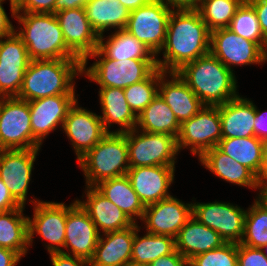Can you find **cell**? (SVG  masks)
<instances>
[{"mask_svg":"<svg viewBox=\"0 0 267 266\" xmlns=\"http://www.w3.org/2000/svg\"><path fill=\"white\" fill-rule=\"evenodd\" d=\"M137 223L132 226L100 234L94 254L89 260L91 266H126L131 262L132 245ZM104 235V236H103Z\"/></svg>","mask_w":267,"mask_h":266,"instance_id":"obj_23","label":"cell"},{"mask_svg":"<svg viewBox=\"0 0 267 266\" xmlns=\"http://www.w3.org/2000/svg\"><path fill=\"white\" fill-rule=\"evenodd\" d=\"M94 187L134 223H137V218L142 220L145 206L135 193L127 175L101 181Z\"/></svg>","mask_w":267,"mask_h":266,"instance_id":"obj_30","label":"cell"},{"mask_svg":"<svg viewBox=\"0 0 267 266\" xmlns=\"http://www.w3.org/2000/svg\"><path fill=\"white\" fill-rule=\"evenodd\" d=\"M192 216L217 232L225 242L240 243L244 235L246 210L227 202L192 203Z\"/></svg>","mask_w":267,"mask_h":266,"instance_id":"obj_12","label":"cell"},{"mask_svg":"<svg viewBox=\"0 0 267 266\" xmlns=\"http://www.w3.org/2000/svg\"><path fill=\"white\" fill-rule=\"evenodd\" d=\"M265 148H266V159H267V142L265 143Z\"/></svg>","mask_w":267,"mask_h":266,"instance_id":"obj_58","label":"cell"},{"mask_svg":"<svg viewBox=\"0 0 267 266\" xmlns=\"http://www.w3.org/2000/svg\"><path fill=\"white\" fill-rule=\"evenodd\" d=\"M222 139L254 135L256 105L248 98L237 97L219 106Z\"/></svg>","mask_w":267,"mask_h":266,"instance_id":"obj_26","label":"cell"},{"mask_svg":"<svg viewBox=\"0 0 267 266\" xmlns=\"http://www.w3.org/2000/svg\"><path fill=\"white\" fill-rule=\"evenodd\" d=\"M254 135L265 143L267 142V112H260L257 107L254 121Z\"/></svg>","mask_w":267,"mask_h":266,"instance_id":"obj_46","label":"cell"},{"mask_svg":"<svg viewBox=\"0 0 267 266\" xmlns=\"http://www.w3.org/2000/svg\"><path fill=\"white\" fill-rule=\"evenodd\" d=\"M40 149L32 139L28 101L0 98V150Z\"/></svg>","mask_w":267,"mask_h":266,"instance_id":"obj_8","label":"cell"},{"mask_svg":"<svg viewBox=\"0 0 267 266\" xmlns=\"http://www.w3.org/2000/svg\"><path fill=\"white\" fill-rule=\"evenodd\" d=\"M20 259L16 252L0 247V266H16Z\"/></svg>","mask_w":267,"mask_h":266,"instance_id":"obj_50","label":"cell"},{"mask_svg":"<svg viewBox=\"0 0 267 266\" xmlns=\"http://www.w3.org/2000/svg\"><path fill=\"white\" fill-rule=\"evenodd\" d=\"M15 18L31 60L79 59L67 47L55 13L17 12Z\"/></svg>","mask_w":267,"mask_h":266,"instance_id":"obj_4","label":"cell"},{"mask_svg":"<svg viewBox=\"0 0 267 266\" xmlns=\"http://www.w3.org/2000/svg\"><path fill=\"white\" fill-rule=\"evenodd\" d=\"M78 162L84 172L86 186L127 175L130 165L126 135L107 133Z\"/></svg>","mask_w":267,"mask_h":266,"instance_id":"obj_5","label":"cell"},{"mask_svg":"<svg viewBox=\"0 0 267 266\" xmlns=\"http://www.w3.org/2000/svg\"><path fill=\"white\" fill-rule=\"evenodd\" d=\"M34 206L33 218L28 216V243L32 245L35 233L49 242L45 244L49 254L63 252L67 205L41 200L30 201Z\"/></svg>","mask_w":267,"mask_h":266,"instance_id":"obj_11","label":"cell"},{"mask_svg":"<svg viewBox=\"0 0 267 266\" xmlns=\"http://www.w3.org/2000/svg\"><path fill=\"white\" fill-rule=\"evenodd\" d=\"M98 93L102 111L100 119L108 133H125L136 128L137 116L127 103L124 89L100 87ZM113 123L120 128L110 131Z\"/></svg>","mask_w":267,"mask_h":266,"instance_id":"obj_27","label":"cell"},{"mask_svg":"<svg viewBox=\"0 0 267 266\" xmlns=\"http://www.w3.org/2000/svg\"><path fill=\"white\" fill-rule=\"evenodd\" d=\"M192 216V202L184 203L170 196L157 203L145 206L142 217L146 232L177 237L180 229Z\"/></svg>","mask_w":267,"mask_h":266,"instance_id":"obj_19","label":"cell"},{"mask_svg":"<svg viewBox=\"0 0 267 266\" xmlns=\"http://www.w3.org/2000/svg\"><path fill=\"white\" fill-rule=\"evenodd\" d=\"M85 201L76 200L102 234L128 228L134 222L94 186H86Z\"/></svg>","mask_w":267,"mask_h":266,"instance_id":"obj_24","label":"cell"},{"mask_svg":"<svg viewBox=\"0 0 267 266\" xmlns=\"http://www.w3.org/2000/svg\"><path fill=\"white\" fill-rule=\"evenodd\" d=\"M78 100L69 109L63 131L72 142L77 160L91 150L108 132L100 115L78 106Z\"/></svg>","mask_w":267,"mask_h":266,"instance_id":"obj_17","label":"cell"},{"mask_svg":"<svg viewBox=\"0 0 267 266\" xmlns=\"http://www.w3.org/2000/svg\"><path fill=\"white\" fill-rule=\"evenodd\" d=\"M20 205L13 199L7 186L0 179V212L19 208Z\"/></svg>","mask_w":267,"mask_h":266,"instance_id":"obj_47","label":"cell"},{"mask_svg":"<svg viewBox=\"0 0 267 266\" xmlns=\"http://www.w3.org/2000/svg\"><path fill=\"white\" fill-rule=\"evenodd\" d=\"M99 35L97 50L107 59H156V56L127 30H115L107 36Z\"/></svg>","mask_w":267,"mask_h":266,"instance_id":"obj_31","label":"cell"},{"mask_svg":"<svg viewBox=\"0 0 267 266\" xmlns=\"http://www.w3.org/2000/svg\"><path fill=\"white\" fill-rule=\"evenodd\" d=\"M25 207L0 212V247L16 252L21 258L28 252V216Z\"/></svg>","mask_w":267,"mask_h":266,"instance_id":"obj_33","label":"cell"},{"mask_svg":"<svg viewBox=\"0 0 267 266\" xmlns=\"http://www.w3.org/2000/svg\"><path fill=\"white\" fill-rule=\"evenodd\" d=\"M56 0H19L16 12L55 13Z\"/></svg>","mask_w":267,"mask_h":266,"instance_id":"obj_42","label":"cell"},{"mask_svg":"<svg viewBox=\"0 0 267 266\" xmlns=\"http://www.w3.org/2000/svg\"><path fill=\"white\" fill-rule=\"evenodd\" d=\"M100 233L88 216L87 212L75 200L67 205V220L65 227V250L67 255L90 260L94 254Z\"/></svg>","mask_w":267,"mask_h":266,"instance_id":"obj_18","label":"cell"},{"mask_svg":"<svg viewBox=\"0 0 267 266\" xmlns=\"http://www.w3.org/2000/svg\"><path fill=\"white\" fill-rule=\"evenodd\" d=\"M172 10H197L202 0H162Z\"/></svg>","mask_w":267,"mask_h":266,"instance_id":"obj_48","label":"cell"},{"mask_svg":"<svg viewBox=\"0 0 267 266\" xmlns=\"http://www.w3.org/2000/svg\"><path fill=\"white\" fill-rule=\"evenodd\" d=\"M228 29L238 36L258 43L264 49L266 48L267 40L261 32L256 11L247 0L242 2L236 10Z\"/></svg>","mask_w":267,"mask_h":266,"instance_id":"obj_38","label":"cell"},{"mask_svg":"<svg viewBox=\"0 0 267 266\" xmlns=\"http://www.w3.org/2000/svg\"><path fill=\"white\" fill-rule=\"evenodd\" d=\"M50 261L53 266H91L90 261L81 257L64 253H50Z\"/></svg>","mask_w":267,"mask_h":266,"instance_id":"obj_43","label":"cell"},{"mask_svg":"<svg viewBox=\"0 0 267 266\" xmlns=\"http://www.w3.org/2000/svg\"><path fill=\"white\" fill-rule=\"evenodd\" d=\"M126 9L131 12L137 8L146 5L154 0H119Z\"/></svg>","mask_w":267,"mask_h":266,"instance_id":"obj_52","label":"cell"},{"mask_svg":"<svg viewBox=\"0 0 267 266\" xmlns=\"http://www.w3.org/2000/svg\"><path fill=\"white\" fill-rule=\"evenodd\" d=\"M261 249H262L263 251H265V250L267 249V244H266L265 246H263ZM265 255L267 256L266 253H265Z\"/></svg>","mask_w":267,"mask_h":266,"instance_id":"obj_56","label":"cell"},{"mask_svg":"<svg viewBox=\"0 0 267 266\" xmlns=\"http://www.w3.org/2000/svg\"><path fill=\"white\" fill-rule=\"evenodd\" d=\"M4 1L6 0H0V38L10 36L16 31L2 5Z\"/></svg>","mask_w":267,"mask_h":266,"instance_id":"obj_49","label":"cell"},{"mask_svg":"<svg viewBox=\"0 0 267 266\" xmlns=\"http://www.w3.org/2000/svg\"><path fill=\"white\" fill-rule=\"evenodd\" d=\"M256 198L246 210L244 235L240 244L262 248L267 244V198L262 195Z\"/></svg>","mask_w":267,"mask_h":266,"instance_id":"obj_36","label":"cell"},{"mask_svg":"<svg viewBox=\"0 0 267 266\" xmlns=\"http://www.w3.org/2000/svg\"><path fill=\"white\" fill-rule=\"evenodd\" d=\"M130 168L175 166L179 154L177 137L166 133H149L138 129L125 132Z\"/></svg>","mask_w":267,"mask_h":266,"instance_id":"obj_7","label":"cell"},{"mask_svg":"<svg viewBox=\"0 0 267 266\" xmlns=\"http://www.w3.org/2000/svg\"><path fill=\"white\" fill-rule=\"evenodd\" d=\"M40 149L0 150V179L13 199L25 207L32 170Z\"/></svg>","mask_w":267,"mask_h":266,"instance_id":"obj_15","label":"cell"},{"mask_svg":"<svg viewBox=\"0 0 267 266\" xmlns=\"http://www.w3.org/2000/svg\"><path fill=\"white\" fill-rule=\"evenodd\" d=\"M211 31L197 10H172L163 51L156 58L157 67L164 72H177L185 64L210 53Z\"/></svg>","mask_w":267,"mask_h":266,"instance_id":"obj_1","label":"cell"},{"mask_svg":"<svg viewBox=\"0 0 267 266\" xmlns=\"http://www.w3.org/2000/svg\"><path fill=\"white\" fill-rule=\"evenodd\" d=\"M210 53L231 71L235 66L267 62L265 49L260 44L244 39L228 28L211 31Z\"/></svg>","mask_w":267,"mask_h":266,"instance_id":"obj_13","label":"cell"},{"mask_svg":"<svg viewBox=\"0 0 267 266\" xmlns=\"http://www.w3.org/2000/svg\"><path fill=\"white\" fill-rule=\"evenodd\" d=\"M77 100L75 94H60L28 101L32 139L40 148L49 133L63 127L69 109Z\"/></svg>","mask_w":267,"mask_h":266,"instance_id":"obj_16","label":"cell"},{"mask_svg":"<svg viewBox=\"0 0 267 266\" xmlns=\"http://www.w3.org/2000/svg\"><path fill=\"white\" fill-rule=\"evenodd\" d=\"M225 240L214 230L191 216L175 238L176 250L187 260L221 247Z\"/></svg>","mask_w":267,"mask_h":266,"instance_id":"obj_29","label":"cell"},{"mask_svg":"<svg viewBox=\"0 0 267 266\" xmlns=\"http://www.w3.org/2000/svg\"><path fill=\"white\" fill-rule=\"evenodd\" d=\"M84 9L88 21L98 35L111 28L125 29L130 14L119 0H90Z\"/></svg>","mask_w":267,"mask_h":266,"instance_id":"obj_32","label":"cell"},{"mask_svg":"<svg viewBox=\"0 0 267 266\" xmlns=\"http://www.w3.org/2000/svg\"><path fill=\"white\" fill-rule=\"evenodd\" d=\"M140 228L134 234L131 263L148 265L159 257L169 255L176 250L173 237L147 232L140 237L138 235Z\"/></svg>","mask_w":267,"mask_h":266,"instance_id":"obj_35","label":"cell"},{"mask_svg":"<svg viewBox=\"0 0 267 266\" xmlns=\"http://www.w3.org/2000/svg\"><path fill=\"white\" fill-rule=\"evenodd\" d=\"M217 147L236 162L250 169L261 181L267 174L265 142L255 136L221 139Z\"/></svg>","mask_w":267,"mask_h":266,"instance_id":"obj_28","label":"cell"},{"mask_svg":"<svg viewBox=\"0 0 267 266\" xmlns=\"http://www.w3.org/2000/svg\"><path fill=\"white\" fill-rule=\"evenodd\" d=\"M160 69L157 67L145 80L124 88L128 105L138 116L158 95Z\"/></svg>","mask_w":267,"mask_h":266,"instance_id":"obj_39","label":"cell"},{"mask_svg":"<svg viewBox=\"0 0 267 266\" xmlns=\"http://www.w3.org/2000/svg\"><path fill=\"white\" fill-rule=\"evenodd\" d=\"M204 106H220L237 97V78L211 53L177 71Z\"/></svg>","mask_w":267,"mask_h":266,"instance_id":"obj_2","label":"cell"},{"mask_svg":"<svg viewBox=\"0 0 267 266\" xmlns=\"http://www.w3.org/2000/svg\"><path fill=\"white\" fill-rule=\"evenodd\" d=\"M30 62L28 50L16 31L0 38V98L18 97Z\"/></svg>","mask_w":267,"mask_h":266,"instance_id":"obj_14","label":"cell"},{"mask_svg":"<svg viewBox=\"0 0 267 266\" xmlns=\"http://www.w3.org/2000/svg\"><path fill=\"white\" fill-rule=\"evenodd\" d=\"M126 266H148V265H143V264H134V263H129Z\"/></svg>","mask_w":267,"mask_h":266,"instance_id":"obj_55","label":"cell"},{"mask_svg":"<svg viewBox=\"0 0 267 266\" xmlns=\"http://www.w3.org/2000/svg\"><path fill=\"white\" fill-rule=\"evenodd\" d=\"M186 262L187 259L175 250L169 255L159 257L152 263L148 264V266H185Z\"/></svg>","mask_w":267,"mask_h":266,"instance_id":"obj_45","label":"cell"},{"mask_svg":"<svg viewBox=\"0 0 267 266\" xmlns=\"http://www.w3.org/2000/svg\"><path fill=\"white\" fill-rule=\"evenodd\" d=\"M171 12L172 9L162 0H154L130 12L125 30L158 58L165 42Z\"/></svg>","mask_w":267,"mask_h":266,"instance_id":"obj_9","label":"cell"},{"mask_svg":"<svg viewBox=\"0 0 267 266\" xmlns=\"http://www.w3.org/2000/svg\"><path fill=\"white\" fill-rule=\"evenodd\" d=\"M88 58H97V60L86 68ZM156 68V59H120L118 61L105 58L96 49L82 62V75H86L91 82H96L99 87L124 89L145 80Z\"/></svg>","mask_w":267,"mask_h":266,"instance_id":"obj_6","label":"cell"},{"mask_svg":"<svg viewBox=\"0 0 267 266\" xmlns=\"http://www.w3.org/2000/svg\"><path fill=\"white\" fill-rule=\"evenodd\" d=\"M265 57H266V61H267V45H266V48H265Z\"/></svg>","mask_w":267,"mask_h":266,"instance_id":"obj_57","label":"cell"},{"mask_svg":"<svg viewBox=\"0 0 267 266\" xmlns=\"http://www.w3.org/2000/svg\"><path fill=\"white\" fill-rule=\"evenodd\" d=\"M221 139L219 106H203L196 115L180 124L177 144L179 152L189 148L199 158L207 150L216 147Z\"/></svg>","mask_w":267,"mask_h":266,"instance_id":"obj_10","label":"cell"},{"mask_svg":"<svg viewBox=\"0 0 267 266\" xmlns=\"http://www.w3.org/2000/svg\"><path fill=\"white\" fill-rule=\"evenodd\" d=\"M261 195L265 198H267V174L264 180L262 181V193Z\"/></svg>","mask_w":267,"mask_h":266,"instance_id":"obj_53","label":"cell"},{"mask_svg":"<svg viewBox=\"0 0 267 266\" xmlns=\"http://www.w3.org/2000/svg\"><path fill=\"white\" fill-rule=\"evenodd\" d=\"M238 266H267V256L261 248L237 243Z\"/></svg>","mask_w":267,"mask_h":266,"instance_id":"obj_41","label":"cell"},{"mask_svg":"<svg viewBox=\"0 0 267 266\" xmlns=\"http://www.w3.org/2000/svg\"><path fill=\"white\" fill-rule=\"evenodd\" d=\"M199 160L201 165L220 179L249 189H259L258 196L261 195L262 181L250 169L233 160L217 146L204 152Z\"/></svg>","mask_w":267,"mask_h":266,"instance_id":"obj_25","label":"cell"},{"mask_svg":"<svg viewBox=\"0 0 267 266\" xmlns=\"http://www.w3.org/2000/svg\"><path fill=\"white\" fill-rule=\"evenodd\" d=\"M175 166H147L129 168L127 176L144 206L168 198L174 182Z\"/></svg>","mask_w":267,"mask_h":266,"instance_id":"obj_21","label":"cell"},{"mask_svg":"<svg viewBox=\"0 0 267 266\" xmlns=\"http://www.w3.org/2000/svg\"><path fill=\"white\" fill-rule=\"evenodd\" d=\"M197 266H238L237 243L226 242L219 248L191 259Z\"/></svg>","mask_w":267,"mask_h":266,"instance_id":"obj_40","label":"cell"},{"mask_svg":"<svg viewBox=\"0 0 267 266\" xmlns=\"http://www.w3.org/2000/svg\"><path fill=\"white\" fill-rule=\"evenodd\" d=\"M82 75L80 59L31 60L23 76L18 98L36 100L60 94H75L74 80Z\"/></svg>","mask_w":267,"mask_h":266,"instance_id":"obj_3","label":"cell"},{"mask_svg":"<svg viewBox=\"0 0 267 266\" xmlns=\"http://www.w3.org/2000/svg\"><path fill=\"white\" fill-rule=\"evenodd\" d=\"M256 11L263 37L267 40V0H247Z\"/></svg>","mask_w":267,"mask_h":266,"instance_id":"obj_44","label":"cell"},{"mask_svg":"<svg viewBox=\"0 0 267 266\" xmlns=\"http://www.w3.org/2000/svg\"><path fill=\"white\" fill-rule=\"evenodd\" d=\"M67 47L83 62L97 49L99 35L92 28L84 8L55 13Z\"/></svg>","mask_w":267,"mask_h":266,"instance_id":"obj_20","label":"cell"},{"mask_svg":"<svg viewBox=\"0 0 267 266\" xmlns=\"http://www.w3.org/2000/svg\"><path fill=\"white\" fill-rule=\"evenodd\" d=\"M136 129L149 133H166L178 137L180 123L171 108L158 94L137 116Z\"/></svg>","mask_w":267,"mask_h":266,"instance_id":"obj_34","label":"cell"},{"mask_svg":"<svg viewBox=\"0 0 267 266\" xmlns=\"http://www.w3.org/2000/svg\"><path fill=\"white\" fill-rule=\"evenodd\" d=\"M158 94L174 112L180 124L196 115L204 106L177 72L168 73L160 69Z\"/></svg>","mask_w":267,"mask_h":266,"instance_id":"obj_22","label":"cell"},{"mask_svg":"<svg viewBox=\"0 0 267 266\" xmlns=\"http://www.w3.org/2000/svg\"><path fill=\"white\" fill-rule=\"evenodd\" d=\"M245 0H202L197 9L210 31L228 28L238 7Z\"/></svg>","mask_w":267,"mask_h":266,"instance_id":"obj_37","label":"cell"},{"mask_svg":"<svg viewBox=\"0 0 267 266\" xmlns=\"http://www.w3.org/2000/svg\"><path fill=\"white\" fill-rule=\"evenodd\" d=\"M86 3L85 0H56L55 13L65 9L84 8Z\"/></svg>","mask_w":267,"mask_h":266,"instance_id":"obj_51","label":"cell"},{"mask_svg":"<svg viewBox=\"0 0 267 266\" xmlns=\"http://www.w3.org/2000/svg\"><path fill=\"white\" fill-rule=\"evenodd\" d=\"M185 266H197L192 260H187Z\"/></svg>","mask_w":267,"mask_h":266,"instance_id":"obj_54","label":"cell"}]
</instances>
